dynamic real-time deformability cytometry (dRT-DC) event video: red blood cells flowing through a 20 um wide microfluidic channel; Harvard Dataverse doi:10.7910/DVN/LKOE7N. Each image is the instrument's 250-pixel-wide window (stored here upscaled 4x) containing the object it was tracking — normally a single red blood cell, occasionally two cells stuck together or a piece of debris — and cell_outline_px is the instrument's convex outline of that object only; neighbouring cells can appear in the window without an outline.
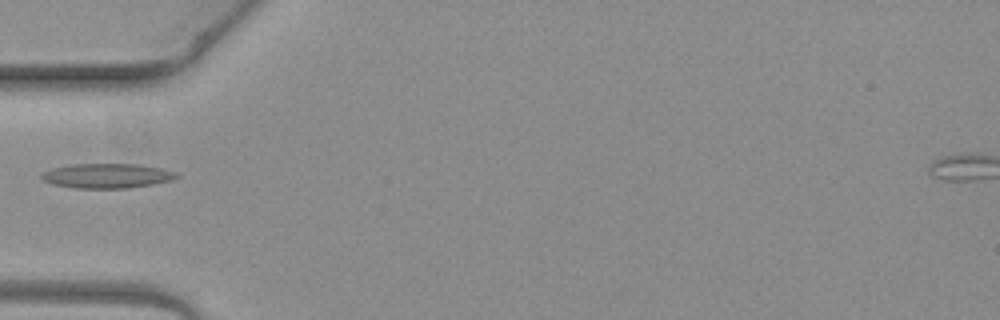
{"species": "common noctule bat (a hibernating species)", "species_latin": "Nyctalus noctula", "temperature_condition": "warm", "stored_images_in_passage": 2, "camera_frame_rate_fps": 3000, "um_per_image_px": 0.085, "animal": {"sex": "female", "body_mass_g": 19.3, "forearm_length_mm": 54.1}, "frame": {"image": 1, "passage_image": 1, "time_ms": 0.0, "image_size_px": [1000, 320], "cell_outline_px": [[180, 176], [172, 180], [152, 184], [128, 188], [76, 188], [52, 184], [44, 180], [40, 176], [44, 172], [52, 168], [72, 164], [136, 164], [160, 168], [176, 172]], "centroid_in_image_um": [9.1, 14.94], "position_along_channel_um": 75.9, "area_um2": 19.25}}
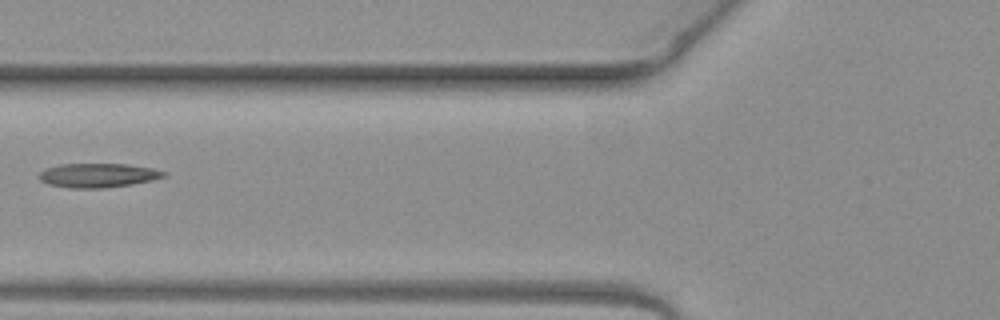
{"frame": {"image": 2, "passage_image": 2, "time_ms": 0.333, "image_size_px": [1000, 320], "cell_outline_px": [[168, 176], [152, 180], [132, 184], [104, 188], [68, 188], [48, 184], [40, 180], [36, 176], [44, 168], [60, 164], [124, 164], [152, 168], [164, 172]], "centroid_in_image_um": [8.27, 14.91], "position_along_channel_um": 117.5, "area_um2": 17.63}}